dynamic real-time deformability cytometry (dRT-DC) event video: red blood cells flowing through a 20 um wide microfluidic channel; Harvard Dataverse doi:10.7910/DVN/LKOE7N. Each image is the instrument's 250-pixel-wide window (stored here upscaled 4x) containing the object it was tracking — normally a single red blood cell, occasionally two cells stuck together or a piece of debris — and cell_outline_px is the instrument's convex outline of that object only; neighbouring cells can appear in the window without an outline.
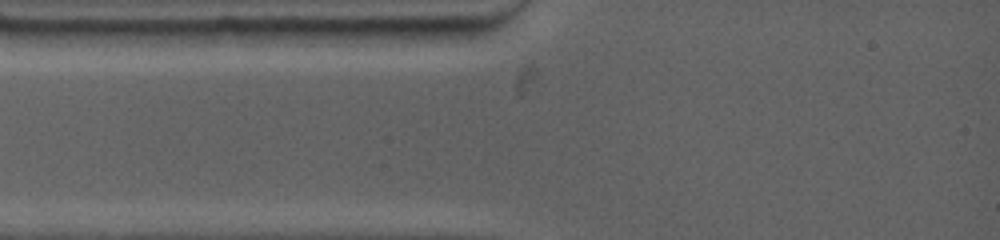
{"species": "common noctule bat (a hibernating species)", "species_latin": "Nyctalus noctula", "temperature_condition": "warm", "stored_images_in_passage": 1, "camera_frame_rate_fps": 4500, "um_per_image_px": 0.085, "animal": {"sex": "female", "body_mass_g": 19.0, "forearm_length_mm": 53.3}, "frame": {"image": 1, "passage_image": 1, "time_ms": 0.0, "image_size_px": [1000, 240], "cell_outline_px": [[476, 36], [456, 44], [416, 48], [368, 44], [336, 32], [328, 28], [472, 28], [476, 32]], "centroid_in_image_um": [34.74, 3.08], "position_along_channel_um": 50.3, "area_um2": 15.55}}